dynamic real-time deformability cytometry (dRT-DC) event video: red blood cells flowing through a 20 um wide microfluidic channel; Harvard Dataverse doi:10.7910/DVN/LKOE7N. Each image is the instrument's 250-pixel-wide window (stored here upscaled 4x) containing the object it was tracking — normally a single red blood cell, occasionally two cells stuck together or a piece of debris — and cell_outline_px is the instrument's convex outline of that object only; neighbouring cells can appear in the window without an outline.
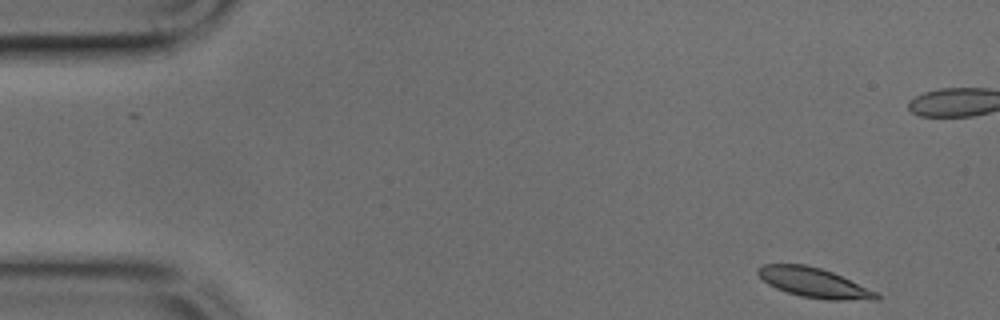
{"species": "common noctule bat (a hibernating species)", "species_latin": "Nyctalus noctula", "temperature_condition": "cold", "stored_images_in_passage": 48, "camera_frame_rate_fps": 3000, "um_per_image_px": 0.085, "animal": {"sex": "male", "body_mass_g": 17.9, "forearm_length_mm": 54.2}, "frame": {"image": 1, "passage_image": 1, "time_ms": 0.0, "image_size_px": [1000, 320], "cell_outline_px": [[860, 296], [808, 296], [792, 292], [780, 288], [772, 284], [764, 276], [784, 264], [792, 264], [816, 268], [828, 272], [848, 280], [860, 288]], "centroid_in_image_um": [68.96, 23.95], "position_along_channel_um": 16.0, "area_um2": 14.74}}
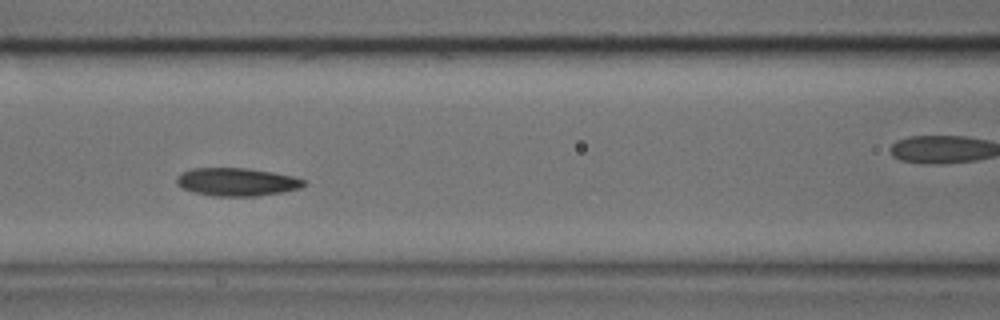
{"frame": {"image": 2, "passage_image": 18, "time_ms": 5.667, "image_size_px": [1000, 320], "cell_outline_px": [[300, 184], [288, 188], [264, 192], [208, 192], [192, 188], [184, 184], [180, 180], [184, 176], [192, 172], [220, 168], [260, 172], [300, 180]], "centroid_in_image_um": [20.11, 15.4], "position_along_channel_um": 146.5, "area_um2": 15.14}}
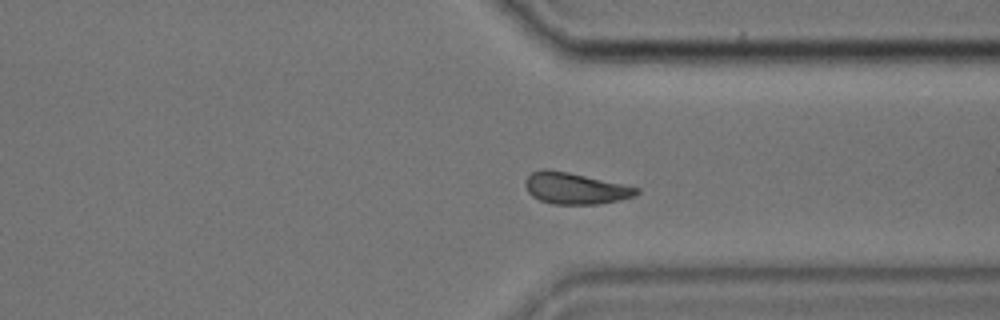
{"frame": {"image": 3, "passage_image": 34, "time_ms": 11.0, "image_size_px": [1000, 320], "cell_outline_px": [[636, 192], [624, 196], [608, 200], [544, 200], [536, 196], [528, 188], [528, 180], [536, 172], [560, 172], [580, 176], [636, 188]], "centroid_in_image_um": [48.84, 15.95], "position_along_channel_um": 362.6, "area_um2": 15.95}}